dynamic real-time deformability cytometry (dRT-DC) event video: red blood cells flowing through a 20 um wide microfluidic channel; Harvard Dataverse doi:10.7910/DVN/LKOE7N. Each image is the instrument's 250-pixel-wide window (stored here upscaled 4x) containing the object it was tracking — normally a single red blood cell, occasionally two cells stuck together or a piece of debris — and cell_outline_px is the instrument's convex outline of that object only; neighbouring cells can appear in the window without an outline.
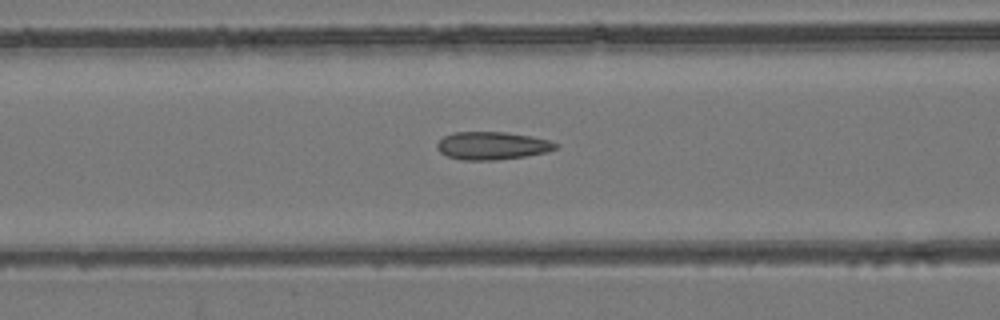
{"species": "common noctule bat (a hibernating species)", "species_latin": "Nyctalus noctula", "temperature_condition": "room temperature", "stored_images_in_passage": 20, "camera_frame_rate_fps": 3000, "um_per_image_px": 0.085, "animal": {"sex": "female", "body_mass_g": 24.6, "forearm_length_mm": 56.2}, "frame": {"image": 1, "passage_image": 19, "time_ms": 6.0, "image_size_px": [1000, 320], "cell_outline_px": [[560, 144], [556, 148], [548, 152], [524, 156], [496, 160], [460, 160], [448, 156], [440, 152], [436, 148], [436, 144], [444, 136], [452, 132], [508, 132], [532, 136], [548, 140]], "centroid_in_image_um": [41.83, 12.38], "position_along_channel_um": 124.8, "area_um2": 19.36}}